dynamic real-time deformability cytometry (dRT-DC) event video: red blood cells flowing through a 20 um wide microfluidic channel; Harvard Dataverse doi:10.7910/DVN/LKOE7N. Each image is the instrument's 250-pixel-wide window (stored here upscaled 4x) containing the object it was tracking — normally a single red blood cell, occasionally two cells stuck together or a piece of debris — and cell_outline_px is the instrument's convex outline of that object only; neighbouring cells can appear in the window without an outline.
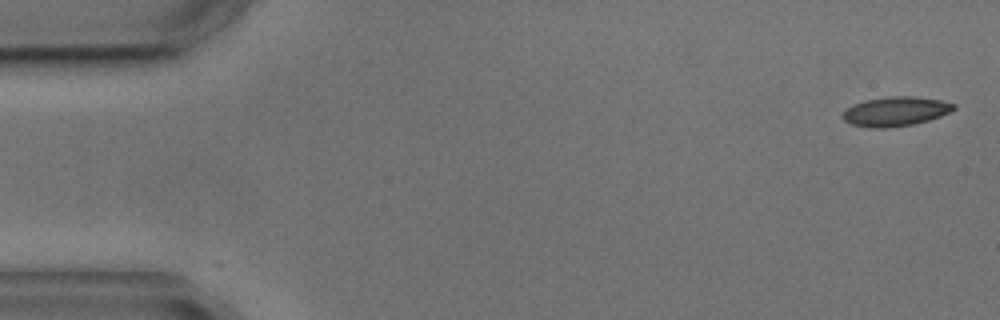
{"species": "common noctule bat (a hibernating species)", "species_latin": "Nyctalus noctula", "temperature_condition": "cold", "stored_images_in_passage": 4, "camera_frame_rate_fps": 3000, "um_per_image_px": 0.085, "animal": {"sex": "male", "body_mass_g": 17.9, "forearm_length_mm": 54.2}, "frame": {"image": 1, "passage_image": 1, "time_ms": 0.0, "image_size_px": [1000, 320], "cell_outline_px": [[956, 108], [940, 116], [928, 120], [912, 124], [884, 128], [868, 128], [852, 124], [844, 120], [840, 116], [848, 108], [864, 100], [888, 96], [912, 96], [940, 100], [956, 104]], "centroid_in_image_um": [76.11, 9.47], "position_along_channel_um": 8.9, "area_um2": 18.84}}
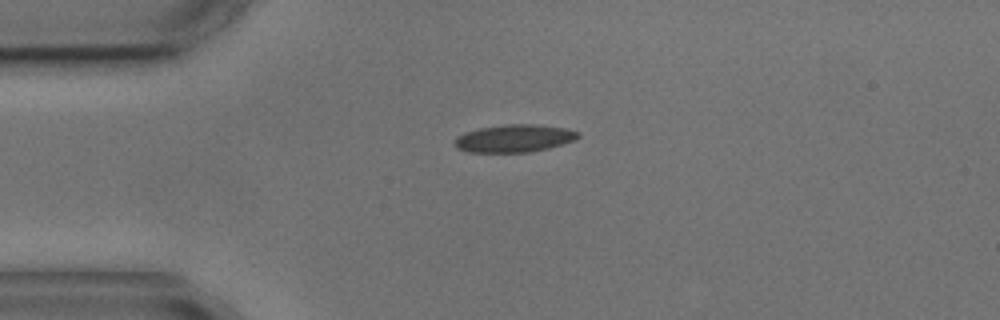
{"frame": {"image": 2, "passage_image": 4, "time_ms": 3.667, "image_size_px": [1000, 320], "cell_outline_px": [[580, 136], [564, 144], [548, 148], [528, 152], [468, 152], [456, 148], [452, 144], [452, 140], [456, 136], [464, 132], [480, 128], [508, 124], [536, 124], [564, 128], [580, 132]], "centroid_in_image_um": [43.65, 11.76], "position_along_channel_um": 41.4, "area_um2": 20.0}}